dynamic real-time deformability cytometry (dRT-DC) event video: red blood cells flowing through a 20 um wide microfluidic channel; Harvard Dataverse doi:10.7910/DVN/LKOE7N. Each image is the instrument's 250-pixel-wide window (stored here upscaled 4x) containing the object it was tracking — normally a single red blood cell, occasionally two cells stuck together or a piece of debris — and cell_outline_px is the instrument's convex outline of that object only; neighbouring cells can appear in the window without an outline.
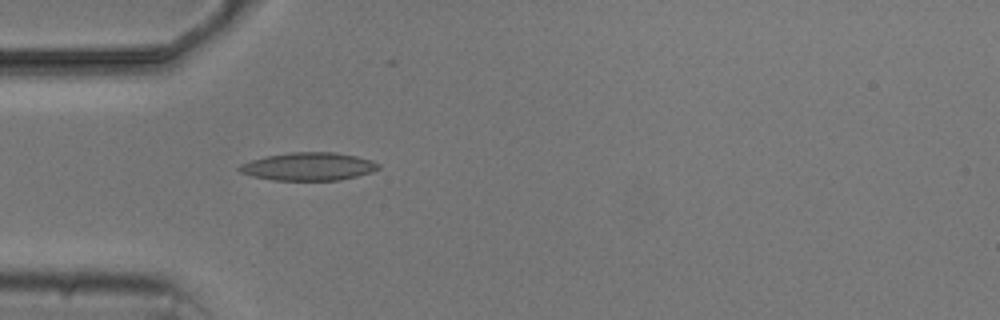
{"species": "common noctule bat (a hibernating species)", "species_latin": "Nyctalus noctula", "temperature_condition": "cold", "stored_images_in_passage": 4, "camera_frame_rate_fps": 3000, "um_per_image_px": 0.085, "animal": {"sex": "male", "body_mass_g": 20.5, "forearm_length_mm": 52.5}, "frame": {"image": 1, "passage_image": 4, "time_ms": 4.333, "image_size_px": [1000, 320], "cell_outline_px": [[380, 168], [372, 172], [340, 180], [272, 180], [252, 176], [240, 172], [236, 168], [240, 164], [264, 156], [292, 152], [332, 152], [356, 156], [372, 160], [380, 164]], "centroid_in_image_um": [26.21, 14.15], "position_along_channel_um": 58.8, "area_um2": 22.72}}